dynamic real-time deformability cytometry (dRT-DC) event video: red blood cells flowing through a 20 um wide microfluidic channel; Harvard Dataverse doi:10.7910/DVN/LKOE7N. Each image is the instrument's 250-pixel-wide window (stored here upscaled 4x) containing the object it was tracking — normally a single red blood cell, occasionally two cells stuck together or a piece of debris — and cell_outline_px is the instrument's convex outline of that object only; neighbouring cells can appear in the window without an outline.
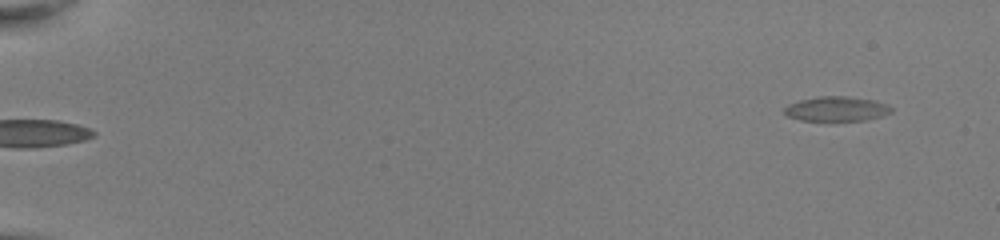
{"species": "common noctule bat (a hibernating species)", "species_latin": "Nyctalus noctula", "temperature_condition": "room temperature", "stored_images_in_passage": 52, "camera_frame_rate_fps": 3000, "um_per_image_px": 0.085, "animal": {"sex": "female", "body_mass_g": 22.0, "forearm_length_mm": 56.7}, "frame": {"image": 1, "passage_image": 2, "time_ms": 0.333, "image_size_px": [1000, 240], "cell_outline_px": [[892, 112], [880, 116], [864, 120], [800, 120], [788, 116], [784, 112], [784, 108], [788, 104], [800, 100], [816, 96], [844, 96], [876, 100], [888, 104], [892, 108]], "centroid_in_image_um": [71.11, 9.24], "position_along_channel_um": 13.9, "area_um2": 15.32}}
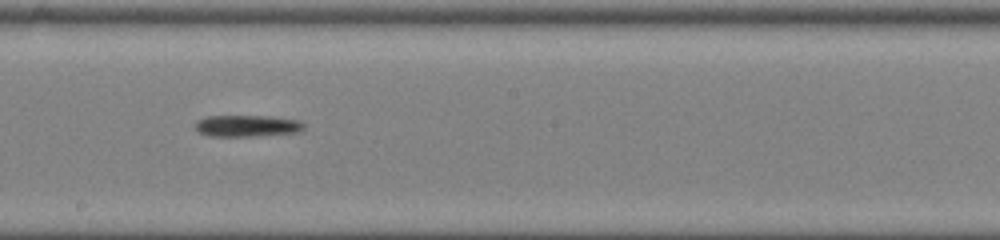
{"frame": {"image": 2, "passage_image": 31, "time_ms": 10.0, "image_size_px": [1000, 240], "cell_outline_px": [[304, 128], [296, 132], [252, 136], [212, 136], [200, 132], [196, 128], [196, 120], [208, 116], [268, 116], [300, 120], [304, 124]], "centroid_in_image_um": [21.0, 10.69], "position_along_channel_um": 227.2, "area_um2": 13.47}}
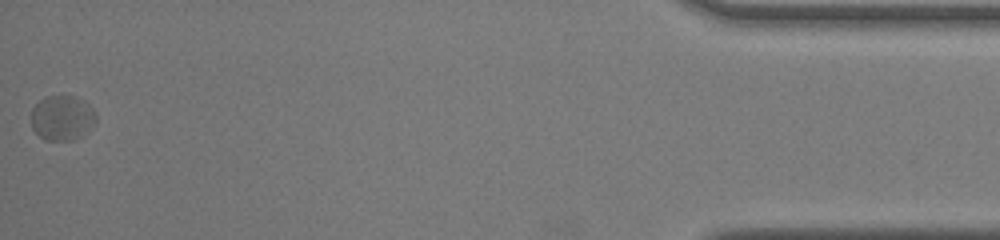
{"frame": {"image": 3, "passage_image": 52, "time_ms": 17.0, "image_size_px": [1000, 240], "cell_outline_px": [[96, 124], [72, 140], [44, 140], [32, 128], [32, 108], [44, 96], [72, 96], [84, 100], [92, 108], [96, 116]], "centroid_in_image_um": [5.28, 10.0], "position_along_channel_um": 429.9, "area_um2": 16.82}}